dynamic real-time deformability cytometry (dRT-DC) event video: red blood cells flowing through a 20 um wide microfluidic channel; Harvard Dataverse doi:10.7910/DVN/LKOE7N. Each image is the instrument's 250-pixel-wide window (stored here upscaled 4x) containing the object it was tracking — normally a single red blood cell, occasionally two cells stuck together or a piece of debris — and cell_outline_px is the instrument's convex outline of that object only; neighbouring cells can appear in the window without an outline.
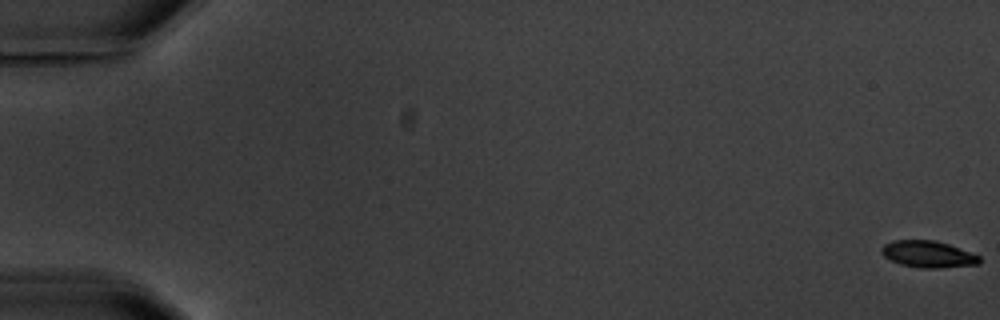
{"species": "common noctule bat (a hibernating species)", "species_latin": "Nyctalus noctula", "temperature_condition": "warm", "stored_images_in_passage": 6, "camera_frame_rate_fps": 3000, "um_per_image_px": 0.085, "animal": {"sex": "male", "body_mass_g": 20.1, "forearm_length_mm": 53.5}, "frame": {"image": 1, "passage_image": 1, "time_ms": 0.0, "image_size_px": [1000, 320], "cell_outline_px": [[980, 264], [940, 268], [920, 268], [900, 264], [884, 256], [880, 252], [880, 248], [884, 244], [892, 240], [936, 240], [948, 244], [980, 256]], "centroid_in_image_um": [78.86, 21.6], "position_along_channel_um": 6.1, "area_um2": 15.26}}
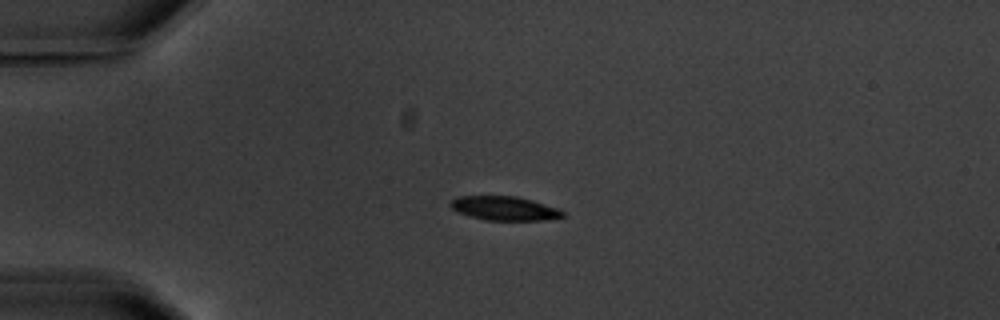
{"frame": {"image": 2, "passage_image": 5, "time_ms": 5.0, "image_size_px": [1000, 320], "cell_outline_px": [[564, 216], [544, 220], [484, 220], [456, 212], [448, 204], [452, 200], [460, 196], [516, 196], [532, 200], [556, 208], [564, 212]], "centroid_in_image_um": [42.83, 17.71], "position_along_channel_um": 42.2, "area_um2": 15.61}}